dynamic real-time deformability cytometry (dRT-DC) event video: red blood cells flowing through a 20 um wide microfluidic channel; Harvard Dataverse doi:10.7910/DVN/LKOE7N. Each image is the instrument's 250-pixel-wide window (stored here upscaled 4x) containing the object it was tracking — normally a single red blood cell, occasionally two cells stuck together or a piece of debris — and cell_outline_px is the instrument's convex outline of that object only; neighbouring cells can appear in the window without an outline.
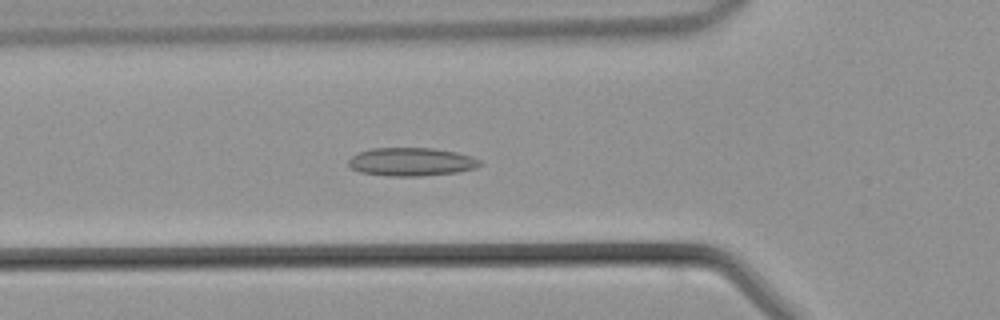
{"species": "common noctule bat (a hibernating species)", "species_latin": "Nyctalus noctula", "temperature_condition": "warm", "stored_images_in_passage": 44, "camera_frame_rate_fps": 3000, "um_per_image_px": 0.085, "animal": {"sex": "male", "body_mass_g": 21.5, "forearm_length_mm": 52.0}, "frame": {"image": 1, "passage_image": 14, "time_ms": 4.333, "image_size_px": [1000, 320], "cell_outline_px": [[484, 164], [476, 168], [456, 172], [420, 176], [388, 176], [360, 172], [352, 168], [348, 164], [348, 160], [352, 156], [360, 152], [372, 148], [432, 148], [456, 152], [472, 156], [480, 160]], "centroid_in_image_um": [34.99, 13.75], "position_along_channel_um": 90.8, "area_um2": 21.68}}
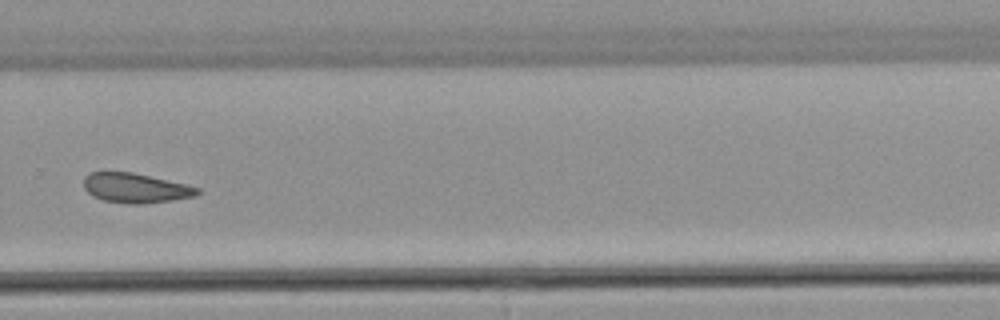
{"frame": {"image": 2, "passage_image": 29, "time_ms": 9.333, "image_size_px": [1000, 320], "cell_outline_px": [[200, 192], [196, 196], [172, 200], [144, 204], [128, 204], [104, 200], [92, 196], [84, 188], [84, 176], [88, 172], [132, 172], [188, 184], [200, 188]], "centroid_in_image_um": [11.53, 15.98], "position_along_channel_um": 318.3, "area_um2": 19.83}}
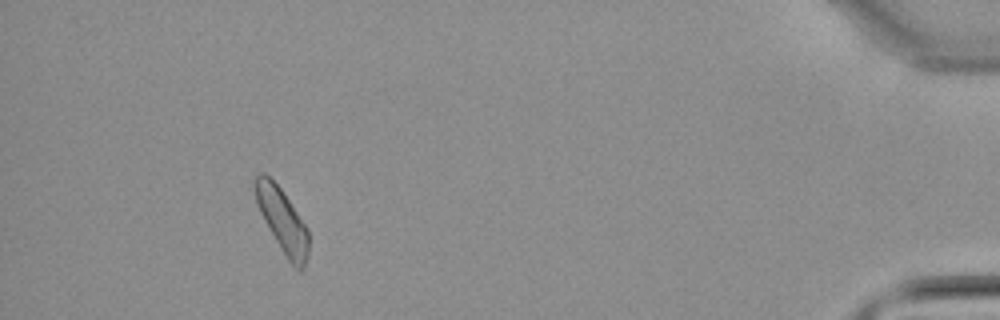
{"frame": {"image": 3, "passage_image": 40, "time_ms": 13.0, "image_size_px": [1000, 320], "cell_outline_px": [[308, 252], [304, 268], [300, 272], [288, 260], [264, 220], [260, 212], [252, 188], [252, 180], [260, 172], [264, 172], [280, 188], [308, 228]], "centroid_in_image_um": [23.97, 18.7], "position_along_channel_um": 411.2, "area_um2": 19.77}}